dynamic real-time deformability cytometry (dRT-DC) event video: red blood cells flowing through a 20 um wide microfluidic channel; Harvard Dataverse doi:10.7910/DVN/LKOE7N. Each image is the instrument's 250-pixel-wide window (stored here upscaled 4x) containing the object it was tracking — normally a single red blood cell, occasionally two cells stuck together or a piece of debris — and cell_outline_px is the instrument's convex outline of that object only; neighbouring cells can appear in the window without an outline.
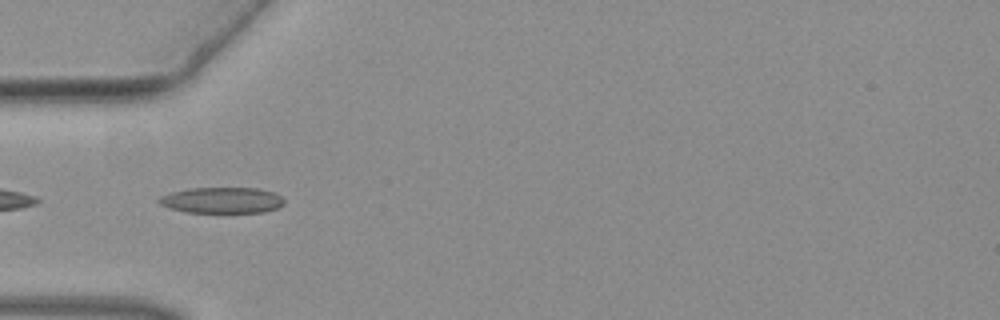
{"species": "common noctule bat (a hibernating species)", "species_latin": "Nyctalus noctula", "temperature_condition": "warm", "stored_images_in_passage": 43, "camera_frame_rate_fps": 3000, "um_per_image_px": 0.085, "animal": {"sex": "female", "body_mass_g": 19.3, "forearm_length_mm": 54.1}, "frame": {"image": 1, "passage_image": 8, "time_ms": 2.333, "image_size_px": [1000, 320], "cell_outline_px": [[284, 204], [276, 208], [264, 212], [188, 212], [168, 208], [160, 204], [156, 200], [160, 196], [172, 192], [188, 188], [256, 188], [272, 192], [280, 196], [284, 200]], "centroid_in_image_um": [18.83, 17.02], "position_along_channel_um": 66.2, "area_um2": 18.84}}
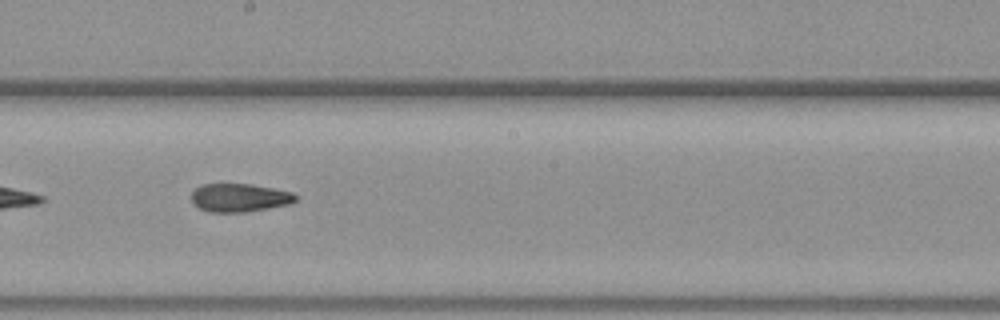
{"frame": {"image": 2, "passage_image": 20, "time_ms": 6.333, "image_size_px": [1000, 320], "cell_outline_px": [[296, 200], [292, 204], [244, 212], [208, 212], [192, 204], [192, 192], [200, 184], [252, 184], [292, 192], [296, 196]], "centroid_in_image_um": [20.34, 16.8], "position_along_channel_um": 227.9, "area_um2": 17.22}}
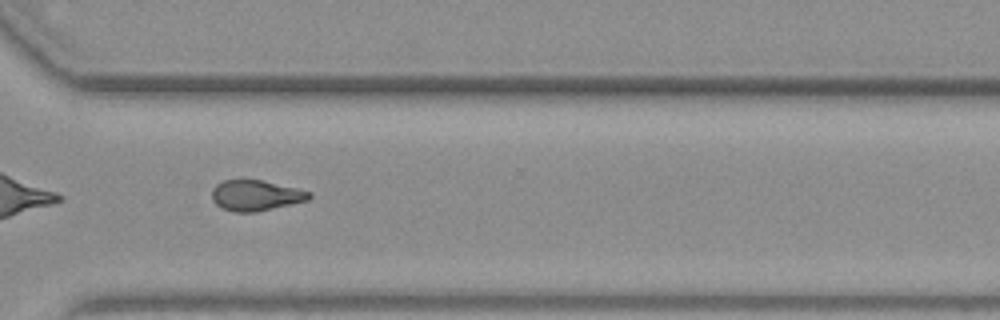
{"frame": {"image": 3, "passage_image": 29, "time_ms": 9.333, "image_size_px": [1000, 320], "cell_outline_px": [[312, 196], [308, 200], [256, 212], [232, 212], [216, 204], [212, 200], [212, 188], [216, 184], [224, 180], [244, 176], [312, 192]], "centroid_in_image_um": [21.69, 16.57], "position_along_channel_um": 348.9, "area_um2": 17.74}}